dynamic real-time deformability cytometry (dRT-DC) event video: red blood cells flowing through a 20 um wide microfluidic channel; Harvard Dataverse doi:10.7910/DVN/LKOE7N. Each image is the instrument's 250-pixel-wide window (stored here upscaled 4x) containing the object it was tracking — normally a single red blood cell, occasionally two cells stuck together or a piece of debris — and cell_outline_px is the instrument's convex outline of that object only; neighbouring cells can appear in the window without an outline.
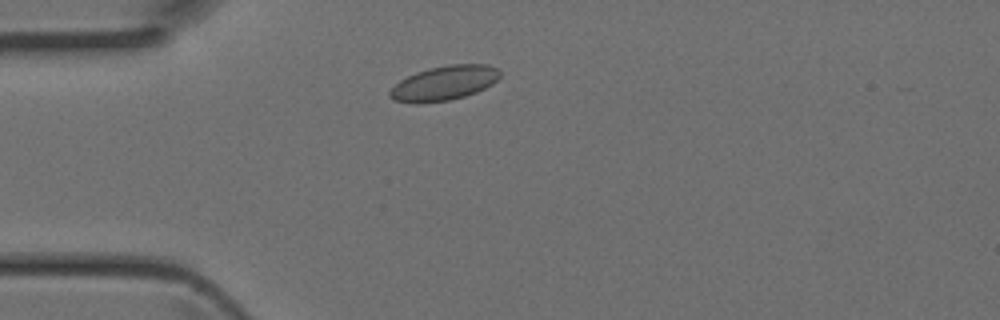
{"species": "Egyptian fruit bat (a non-hibernating species)", "species_latin": "Rousettus aegyptiacus", "temperature_condition": "room temperature", "stored_images_in_passage": 25, "camera_frame_rate_fps": 3000, "um_per_image_px": 0.085, "animal": {"sex": "female"}, "frame": {"image": 1, "passage_image": 5, "time_ms": 1.333, "image_size_px": [1000, 320], "cell_outline_px": [[500, 76], [492, 84], [476, 92], [464, 96], [448, 100], [420, 104], [416, 104], [392, 100], [388, 96], [388, 92], [400, 80], [416, 72], [428, 68], [448, 64], [488, 64], [496, 68], [500, 72]], "centroid_in_image_um": [37.72, 7.07], "position_along_channel_um": 47.3, "area_um2": 22.25}}
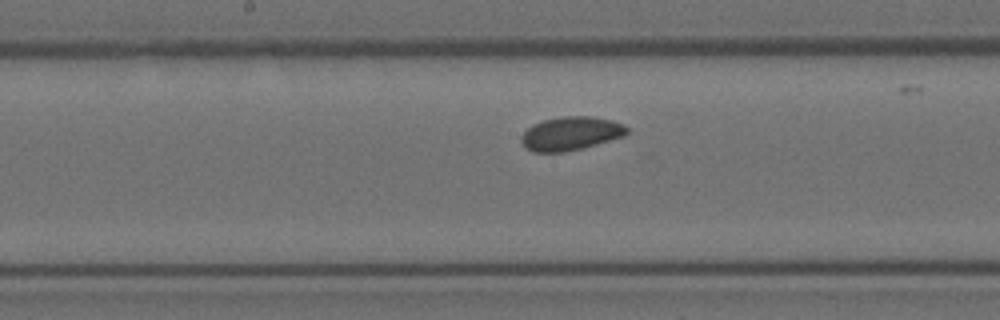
{"frame": {"image": 2, "passage_image": 16, "time_ms": 5.0, "image_size_px": [1000, 320], "cell_outline_px": [[628, 132], [624, 136], [596, 144], [564, 152], [532, 152], [524, 148], [520, 140], [520, 136], [532, 124], [544, 120], [560, 116], [592, 116], [612, 120], [624, 124], [628, 128]], "centroid_in_image_um": [48.49, 11.34], "position_along_channel_um": 199.7, "area_um2": 20.81}}
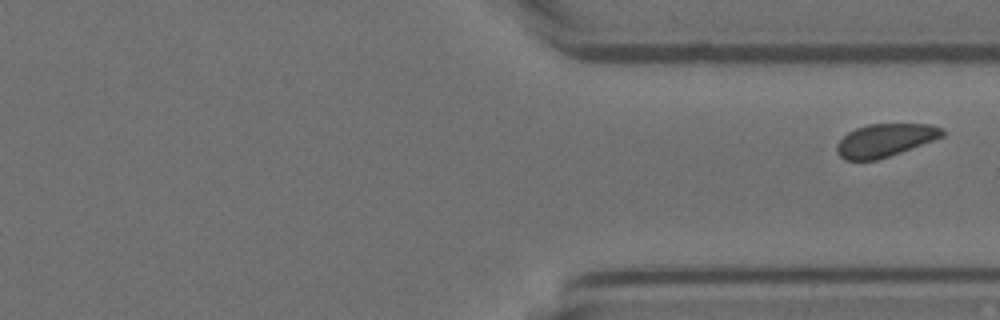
{"frame": {"image": 3, "passage_image": 25, "time_ms": 8.0, "image_size_px": [1000, 320], "cell_outline_px": [[944, 136], [900, 152], [876, 160], [844, 160], [836, 152], [836, 144], [848, 132], [856, 128], [868, 124], [932, 124], [944, 128]], "centroid_in_image_um": [75.22, 11.91], "position_along_channel_um": 336.2, "area_um2": 20.17}}